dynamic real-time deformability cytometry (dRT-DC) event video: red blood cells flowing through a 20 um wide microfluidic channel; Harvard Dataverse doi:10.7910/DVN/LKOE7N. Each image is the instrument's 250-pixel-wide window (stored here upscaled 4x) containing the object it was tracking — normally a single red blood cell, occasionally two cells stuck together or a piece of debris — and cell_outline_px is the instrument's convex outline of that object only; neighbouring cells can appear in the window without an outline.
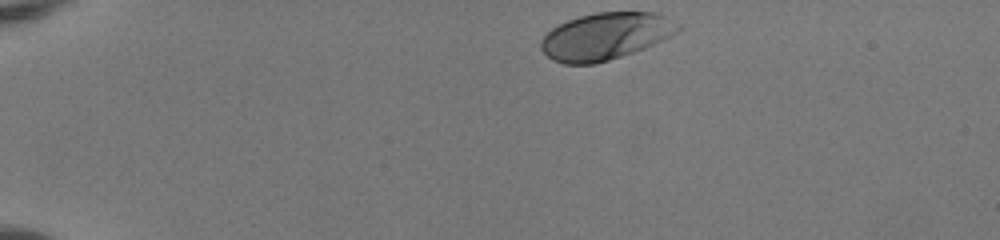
{"species": "human", "species_latin": "Homo sapiens", "temperature_condition": "room temperature", "stored_images_in_passage": 38, "camera_frame_rate_fps": 3000, "um_per_image_px": 0.085, "donor": {"sex": "female"}, "frame": {"image": 1, "passage_image": 1, "time_ms": 0.0, "image_size_px": [1000, 240], "cell_outline_px": [[684, 28], [672, 36], [664, 40], [644, 48], [596, 64], [564, 64], [552, 60], [540, 48], [540, 40], [552, 28], [568, 20], [580, 16], [596, 12], [660, 12], [680, 24]], "centroid_in_image_um": [51.52, 3.07], "position_along_channel_um": 33.5, "area_um2": 37.8}}
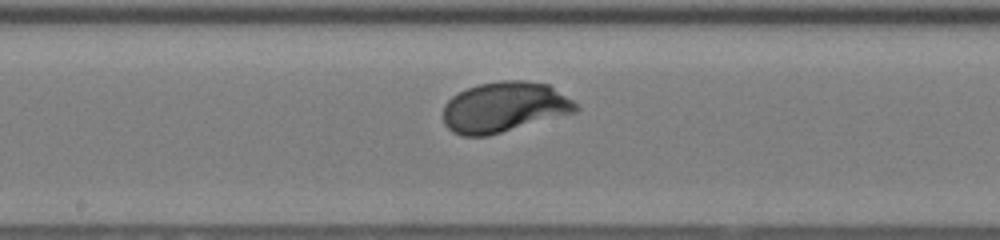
{"frame": {"image": 2, "passage_image": 20, "time_ms": 6.333, "image_size_px": [1000, 240], "cell_outline_px": [[580, 108], [576, 112], [488, 136], [460, 136], [452, 132], [444, 124], [444, 104], [452, 96], [468, 88], [480, 84], [500, 80], [524, 80], [548, 84], [572, 100]], "centroid_in_image_um": [42.85, 9.11], "position_along_channel_um": 205.4, "area_um2": 38.9}}
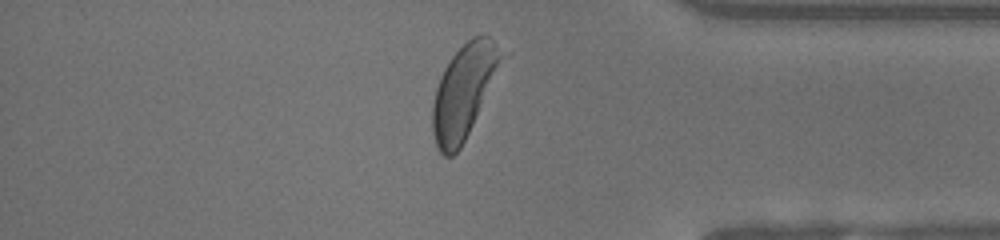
{"frame": {"image": 3, "passage_image": 35, "time_ms": 11.333, "image_size_px": [1000, 240], "cell_outline_px": [[512, 52], [460, 148], [452, 156], [444, 156], [440, 152], [436, 144], [432, 132], [432, 104], [436, 88], [440, 76], [444, 68], [452, 56], [472, 36], [488, 36]], "centroid_in_image_um": [39.54, 7.68], "position_along_channel_um": 395.7, "area_um2": 38.84}, "authors_computed_cell_mechanics": {"area_um2": 37.5411, "velocity_mm_per_s": 4.0582, "shape_relaxation_time_tau1_ms": 2.0587, "shape_relaxation_time_tau2_ms": null, "deformation_change_tau1": 0.1548, "deformation_change_tau2": null}}